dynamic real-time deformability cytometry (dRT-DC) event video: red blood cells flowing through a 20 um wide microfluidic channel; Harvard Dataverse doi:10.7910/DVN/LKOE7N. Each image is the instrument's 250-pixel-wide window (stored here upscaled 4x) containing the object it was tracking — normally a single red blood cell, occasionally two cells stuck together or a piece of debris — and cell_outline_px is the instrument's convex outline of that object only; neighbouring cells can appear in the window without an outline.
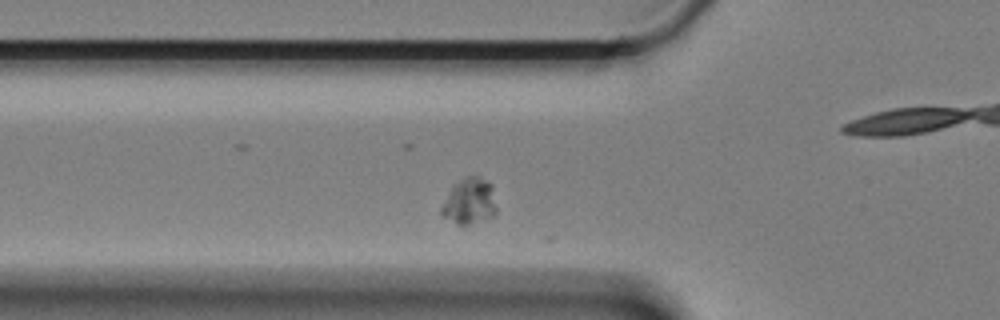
{"species": "Egyptian fruit bat (a non-hibernating species)", "species_latin": "Rousettus aegyptiacus", "temperature_condition": "cold", "stored_images_in_passage": 18, "camera_frame_rate_fps": 3000, "um_per_image_px": 0.085, "animal": {"sex": "female"}, "frame": {"image": 1, "passage_image": 9, "time_ms": 2.667, "image_size_px": [1000, 320], "cell_outline_px": [[496, 216], [468, 224], [456, 224], [440, 216], [440, 208], [452, 184], [464, 176], [480, 176], [488, 180], [492, 184], [496, 208]], "centroid_in_image_um": [39.88, 17.09], "position_along_channel_um": 85.9, "area_um2": 15.2}}
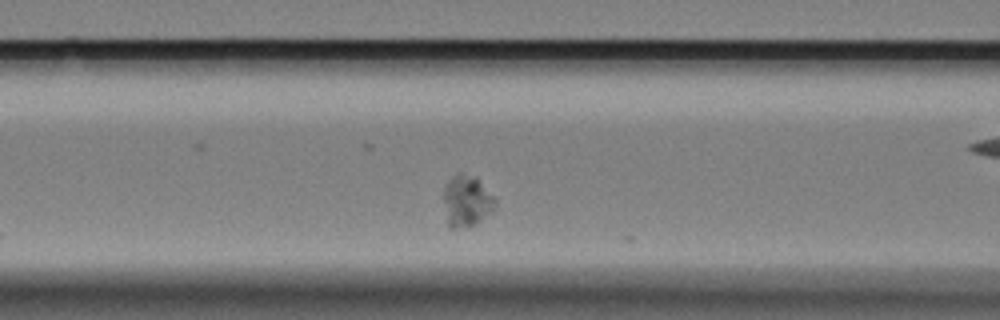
{"frame": {"image": 2, "passage_image": 13, "time_ms": 4.0, "image_size_px": [1000, 320], "cell_outline_px": [[496, 208], [492, 212], [472, 224], [452, 228], [448, 228], [444, 200], [444, 188], [448, 180], [456, 172], [460, 172], [476, 176], [496, 196]], "centroid_in_image_um": [39.7, 17.01], "position_along_channel_um": 126.9, "area_um2": 15.55}}
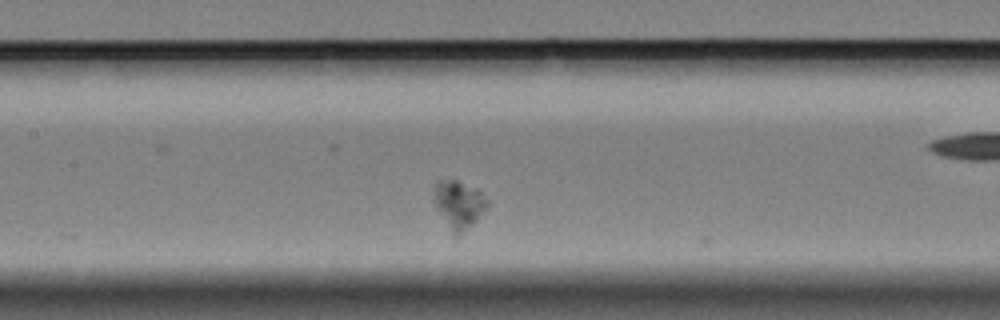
{"frame": {"image": 3, "passage_image": 17, "time_ms": 5.333, "image_size_px": [1000, 320], "cell_outline_px": [[488, 204], [472, 224], [460, 232], [452, 232], [436, 208], [432, 192], [432, 188], [436, 180], [456, 180], [480, 188], [488, 200]], "centroid_in_image_um": [38.97, 17.27], "position_along_channel_um": 168.4, "area_um2": 14.68}}